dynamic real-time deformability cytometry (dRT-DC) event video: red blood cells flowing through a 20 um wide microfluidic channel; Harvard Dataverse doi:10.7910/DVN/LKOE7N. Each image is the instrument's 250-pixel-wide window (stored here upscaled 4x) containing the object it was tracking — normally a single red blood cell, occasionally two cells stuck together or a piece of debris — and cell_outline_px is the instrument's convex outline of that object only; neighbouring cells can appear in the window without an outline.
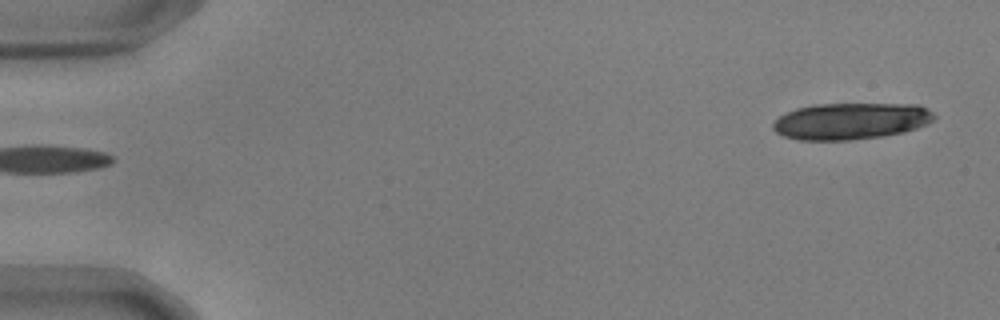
{"species": "common noctule bat (a hibernating species)", "species_latin": "Nyctalus noctula", "temperature_condition": "warm", "stored_images_in_passage": 17, "camera_frame_rate_fps": 3000, "um_per_image_px": 0.085, "animal": {"sex": "male", "body_mass_g": 17.9, "forearm_length_mm": 54.2}, "frame": {"image": 1, "passage_image": 1, "time_ms": 0.0, "image_size_px": [1000, 320], "cell_outline_px": [[936, 116], [928, 124], [904, 132], [880, 136], [848, 140], [800, 140], [784, 136], [776, 132], [772, 128], [772, 124], [780, 116], [796, 108], [812, 104], [920, 104], [928, 108]], "centroid_in_image_um": [72.33, 10.28], "position_along_channel_um": 12.7, "area_um2": 34.39}}